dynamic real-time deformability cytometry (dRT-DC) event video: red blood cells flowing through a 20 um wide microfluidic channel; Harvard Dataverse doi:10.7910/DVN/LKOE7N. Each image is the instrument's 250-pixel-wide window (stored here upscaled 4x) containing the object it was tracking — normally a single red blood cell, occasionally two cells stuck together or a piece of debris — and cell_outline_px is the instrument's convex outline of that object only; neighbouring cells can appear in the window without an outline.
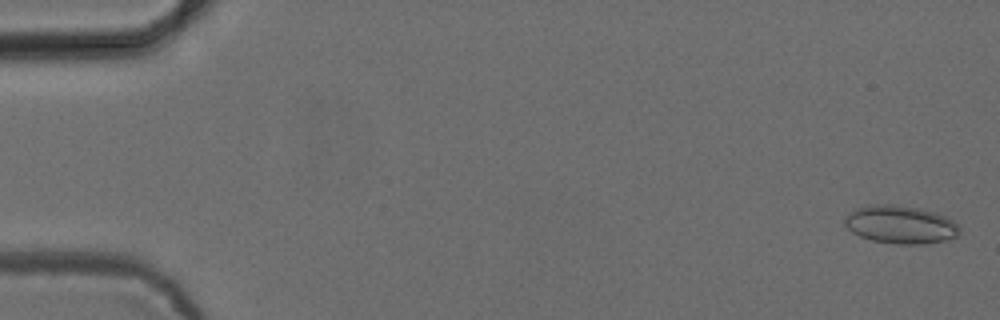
{"species": "common noctule bat (a hibernating species)", "species_latin": "Nyctalus noctula", "temperature_condition": "cold", "stored_images_in_passage": 53, "camera_frame_rate_fps": 3000, "um_per_image_px": 0.085, "animal": {"sex": "female", "body_mass_g": 24.6, "forearm_length_mm": 56.2}, "frame": {"image": 1, "passage_image": 2, "time_ms": 0.333, "image_size_px": [1000, 320], "cell_outline_px": [[960, 232], [956, 236], [944, 240], [924, 244], [896, 244], [872, 240], [860, 236], [852, 232], [844, 224], [844, 216], [856, 208], [868, 204], [896, 204], [920, 208], [944, 216], [952, 220], [960, 228]], "centroid_in_image_um": [76.5, 19.08], "position_along_channel_um": 8.5, "area_um2": 25.49}}
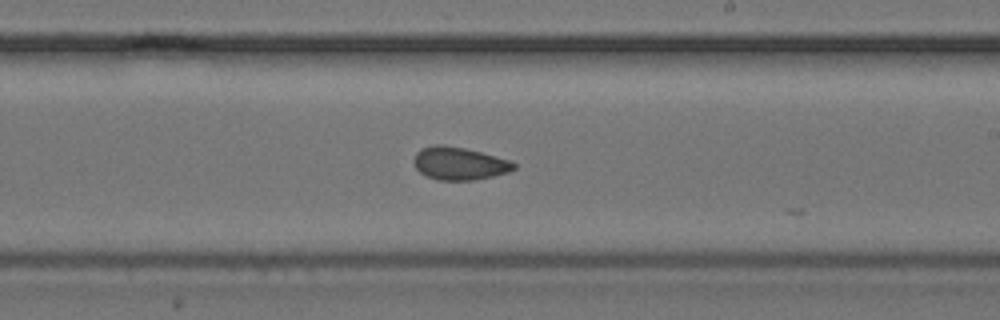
{"frame": {"image": 2, "passage_image": 32, "time_ms": 10.333, "image_size_px": [1000, 320], "cell_outline_px": [[516, 168], [508, 172], [492, 176], [472, 180], [440, 180], [428, 176], [420, 172], [412, 164], [412, 160], [416, 152], [424, 148], [436, 144], [440, 144], [464, 148], [480, 152], [508, 160], [516, 164]], "centroid_in_image_um": [39.0, 13.89], "position_along_channel_um": 250.0, "area_um2": 18.9}}
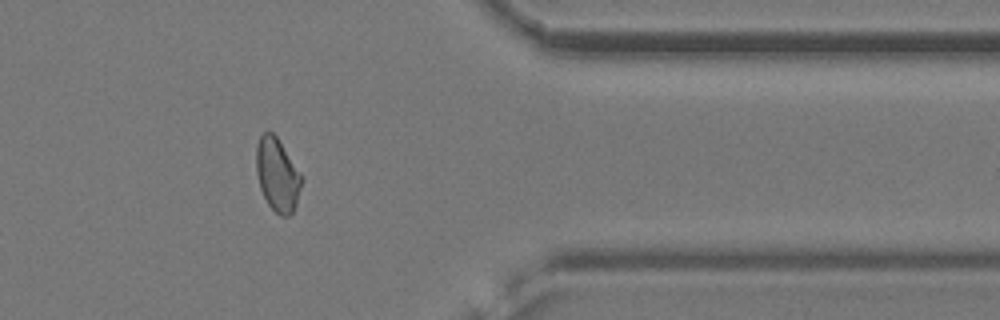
{"frame": {"image": 3, "passage_image": 44, "time_ms": 14.333, "image_size_px": [1000, 320], "cell_outline_px": [[304, 180], [296, 204], [292, 212], [288, 216], [280, 216], [268, 204], [260, 188], [256, 172], [256, 144], [260, 136], [264, 132], [272, 132], [276, 136], [304, 176]], "centroid_in_image_um": [23.59, 14.85], "position_along_channel_um": 387.8, "area_um2": 19.54}, "authors_computed_cell_mechanics": {"area_um2": 19.5942, "velocity_mm_per_s": 3.8745, "shape_relaxation_time_tau1_ms": null, "shape_relaxation_time_tau2_ms": 1.4253, "deformation_change_tau1": null, "deformation_change_tau2": 0.0587}}